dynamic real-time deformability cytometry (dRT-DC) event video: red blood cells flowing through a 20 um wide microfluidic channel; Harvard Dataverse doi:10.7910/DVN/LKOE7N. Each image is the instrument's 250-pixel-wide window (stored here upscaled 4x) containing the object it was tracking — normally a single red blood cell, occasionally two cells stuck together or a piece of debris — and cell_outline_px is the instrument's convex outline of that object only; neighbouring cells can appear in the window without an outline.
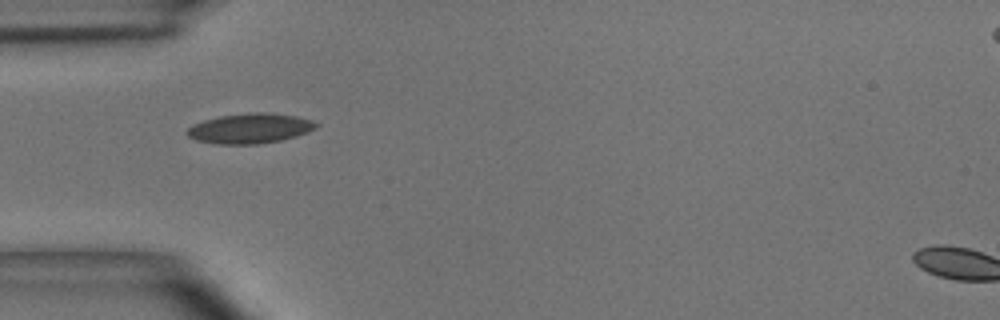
{"species": "common noctule bat (a hibernating species)", "species_latin": "Nyctalus noctula", "temperature_condition": "room temperature", "stored_images_in_passage": 35, "camera_frame_rate_fps": 3000, "um_per_image_px": 0.085, "animal": {"sex": "male", "body_mass_g": 15.6}, "frame": {"image": 1, "passage_image": 1, "time_ms": 0.0, "image_size_px": [1000, 320], "cell_outline_px": [[320, 124], [316, 128], [308, 132], [296, 136], [280, 140], [256, 144], [216, 144], [196, 140], [188, 136], [184, 132], [192, 124], [204, 120], [220, 116], [252, 112], [268, 112], [296, 116], [312, 120]], "centroid_in_image_um": [21.24, 10.91], "position_along_channel_um": 63.8, "area_um2": 22.66}}
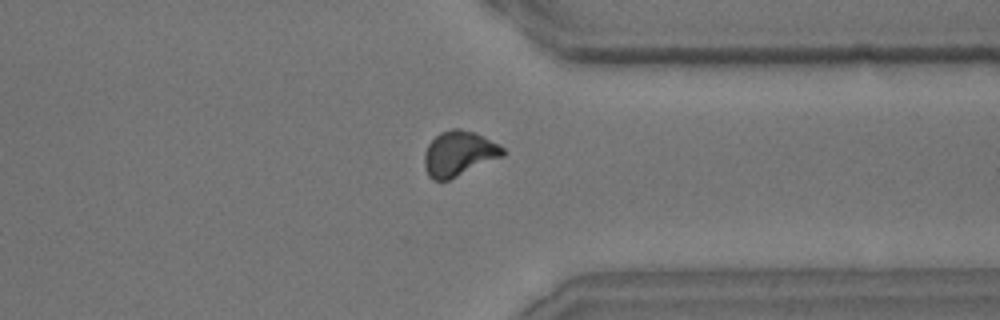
{"frame": {"image": 2, "passage_image": 24, "time_ms": 7.667, "image_size_px": [1000, 320], "cell_outline_px": [[504, 156], [448, 180], [432, 180], [428, 176], [424, 168], [424, 152], [428, 144], [440, 132], [452, 128], [460, 128], [472, 132], [500, 144], [504, 148]], "centroid_in_image_um": [38.98, 13.06], "position_along_channel_um": 372.4, "area_um2": 20.58}}
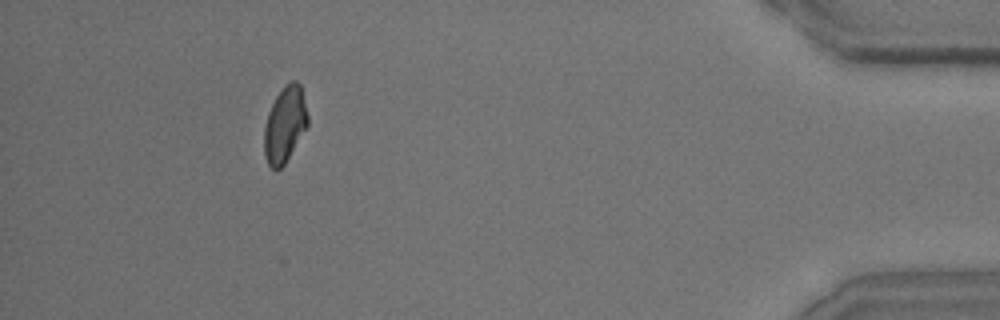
{"frame": {"image": 3, "passage_image": 31, "time_ms": 10.0, "image_size_px": [1000, 320], "cell_outline_px": [[308, 124], [284, 164], [276, 172], [268, 164], [264, 156], [264, 128], [268, 112], [276, 96], [284, 84], [292, 80], [296, 80], [300, 84], [308, 116]], "centroid_in_image_um": [24.19, 10.57], "position_along_channel_um": 411.0, "area_um2": 19.13}, "authors_computed_cell_mechanics": {"area_um2": 20.1722, "velocity_mm_per_s": 4.0606, "shape_relaxation_time_tau1_ms": 4.4364, "shape_relaxation_time_tau2_ms": 2.0808, "deformation_change_tau1": 0.1195, "deformation_change_tau2": 0.0668}}